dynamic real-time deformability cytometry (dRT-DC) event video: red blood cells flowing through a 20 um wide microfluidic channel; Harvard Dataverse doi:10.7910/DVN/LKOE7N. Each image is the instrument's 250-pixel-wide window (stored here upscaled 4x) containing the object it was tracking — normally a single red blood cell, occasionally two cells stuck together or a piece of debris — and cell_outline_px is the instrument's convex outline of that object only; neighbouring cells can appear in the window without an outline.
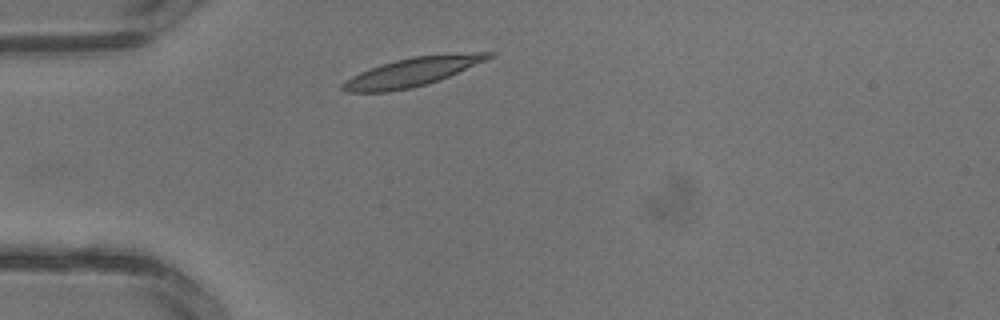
{"species": "common noctule bat (a hibernating species)", "species_latin": "Nyctalus noctula", "temperature_condition": "warm", "stored_images_in_passage": 1, "camera_frame_rate_fps": 3000, "um_per_image_px": 0.085, "animal": {"sex": "male", "body_mass_g": 13.3}, "frame": {"image": 1, "passage_image": 1, "time_ms": 0.0, "image_size_px": [1000, 320], "cell_outline_px": [[496, 52], [492, 56], [484, 60], [440, 80], [428, 84], [412, 88], [388, 92], [348, 92], [340, 88], [340, 84], [344, 80], [368, 68], [380, 64], [412, 56], [476, 52]], "centroid_in_image_um": [34.96, 6.13], "position_along_channel_um": 50.0, "area_um2": 24.33}}